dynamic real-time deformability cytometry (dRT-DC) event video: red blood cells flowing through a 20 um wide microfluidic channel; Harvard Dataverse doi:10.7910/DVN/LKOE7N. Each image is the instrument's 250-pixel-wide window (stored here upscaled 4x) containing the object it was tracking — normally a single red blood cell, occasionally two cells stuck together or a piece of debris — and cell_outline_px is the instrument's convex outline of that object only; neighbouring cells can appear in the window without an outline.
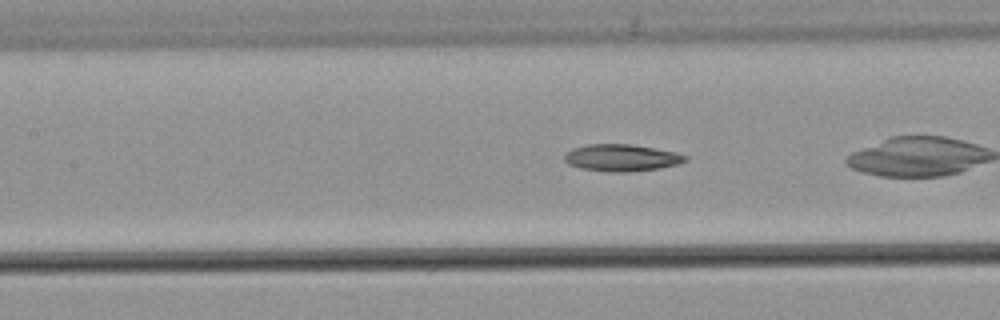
{"species": "common noctule bat (a hibernating species)", "species_latin": "Nyctalus noctula", "temperature_condition": "warm", "stored_images_in_passage": 40, "camera_frame_rate_fps": 3000, "um_per_image_px": 0.085, "animal": {"sex": "male", "body_mass_g": 21.5, "forearm_length_mm": 52.0}, "frame": {"image": 1, "passage_image": 18, "time_ms": 5.667, "image_size_px": [1000, 320], "cell_outline_px": [[688, 160], [676, 164], [660, 168], [624, 172], [608, 172], [580, 168], [568, 164], [564, 160], [564, 156], [572, 148], [588, 144], [632, 144], [676, 152], [688, 156]], "centroid_in_image_um": [52.82, 13.4], "position_along_channel_um": 154.6, "area_um2": 18.96}, "authors_computed_cell_mechanics": {"area_um2": 18.7272, "velocity_mm_per_s": 3.8232, "shape_relaxation_time_tau1_ms": null, "shape_relaxation_time_tau2_ms": 8.9348, "deformation_change_tau1": null, "deformation_change_tau2": 0.2003}}